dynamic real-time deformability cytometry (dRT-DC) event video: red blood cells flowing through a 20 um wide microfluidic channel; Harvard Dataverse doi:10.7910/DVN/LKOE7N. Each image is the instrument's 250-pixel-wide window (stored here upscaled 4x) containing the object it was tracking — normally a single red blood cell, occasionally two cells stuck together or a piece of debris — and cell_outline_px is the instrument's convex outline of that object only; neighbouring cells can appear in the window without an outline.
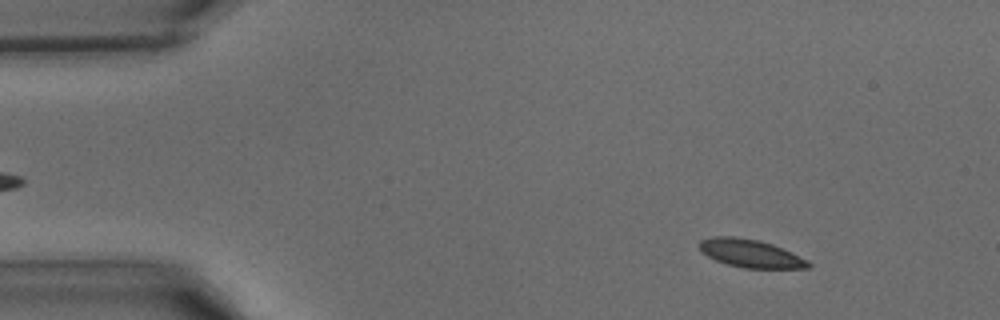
{"species": "common noctule bat (a hibernating species)", "species_latin": "Nyctalus noctula", "temperature_condition": "warm", "stored_images_in_passage": 42, "camera_frame_rate_fps": 3000, "um_per_image_px": 0.085, "animal": {"sex": "male", "body_mass_g": 15.6}, "frame": {"image": 1, "passage_image": 5, "time_ms": 1.333, "image_size_px": [1000, 320], "cell_outline_px": [[812, 264], [808, 268], [744, 268], [728, 264], [716, 260], [700, 252], [700, 240], [712, 236], [732, 236], [760, 240], [772, 244], [808, 260]], "centroid_in_image_um": [63.77, 21.53], "position_along_channel_um": 21.2, "area_um2": 17.69}}
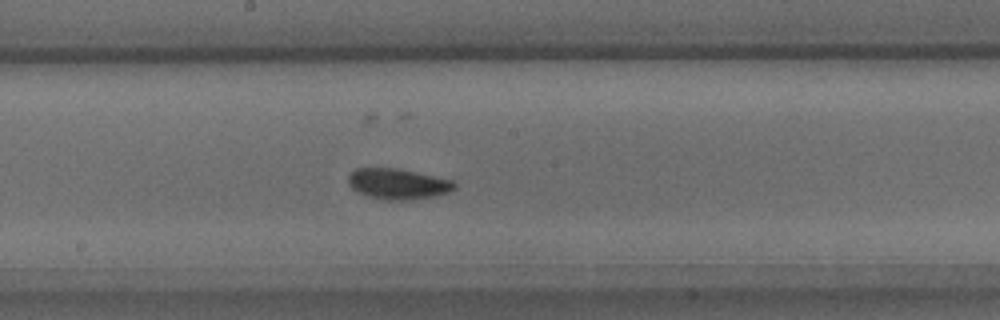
{"frame": {"image": 2, "passage_image": 22, "time_ms": 7.0, "image_size_px": [1000, 320], "cell_outline_px": [[456, 188], [448, 192], [432, 196], [400, 200], [384, 200], [368, 196], [352, 188], [348, 184], [348, 176], [356, 168], [396, 168], [452, 180], [456, 184]], "centroid_in_image_um": [33.79, 15.62], "position_along_channel_um": 214.4, "area_um2": 18.61}}
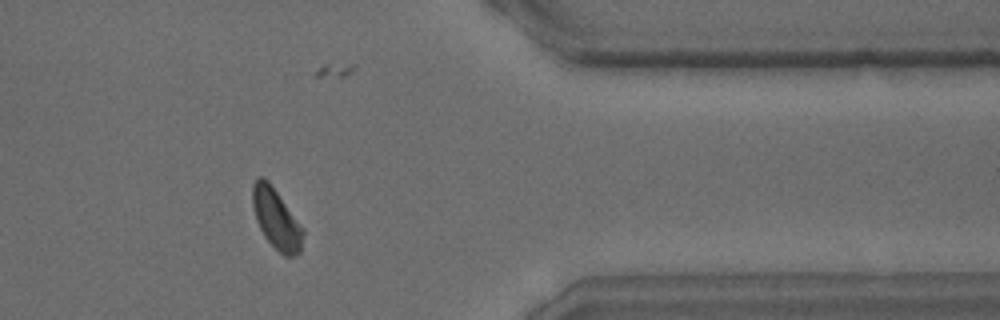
{"frame": {"image": 3, "passage_image": 34, "time_ms": 11.0, "image_size_px": [1000, 320], "cell_outline_px": [[304, 232], [300, 252], [292, 256], [284, 256], [264, 236], [256, 220], [252, 204], [252, 184], [260, 176], [264, 176], [268, 180], [304, 228]], "centroid_in_image_um": [23.48, 18.58], "position_along_channel_um": 387.9, "area_um2": 17.63}}